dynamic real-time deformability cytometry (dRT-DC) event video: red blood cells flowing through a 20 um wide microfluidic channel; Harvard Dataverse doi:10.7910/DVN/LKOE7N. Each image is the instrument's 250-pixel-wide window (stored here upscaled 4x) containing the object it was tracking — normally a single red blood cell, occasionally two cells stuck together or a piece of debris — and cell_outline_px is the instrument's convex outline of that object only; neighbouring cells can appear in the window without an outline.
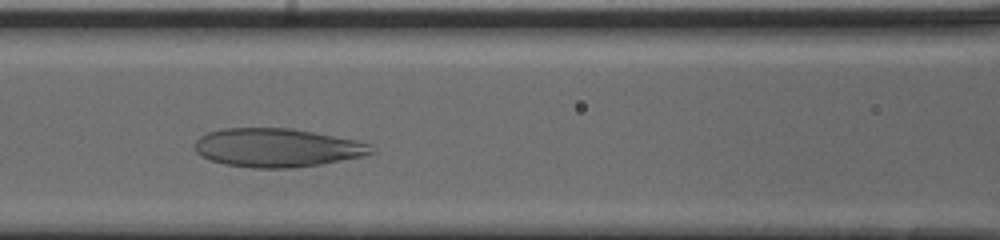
{"species": "human", "species_latin": "Homo sapiens", "temperature_condition": "cold", "stored_images_in_passage": 28, "camera_frame_rate_fps": 3000, "um_per_image_px": 0.085, "donor": {"sex": "male"}, "frame": {"image": 1, "passage_image": 7, "time_ms": 2.0, "image_size_px": [1000, 240], "cell_outline_px": [[376, 152], [364, 156], [320, 164], [292, 168], [252, 168], [224, 164], [200, 156], [196, 152], [196, 140], [200, 136], [208, 132], [224, 128], [292, 128], [360, 140], [372, 144], [376, 148]], "centroid_in_image_um": [23.62, 12.55], "position_along_channel_um": 143.0, "area_um2": 40.11}}
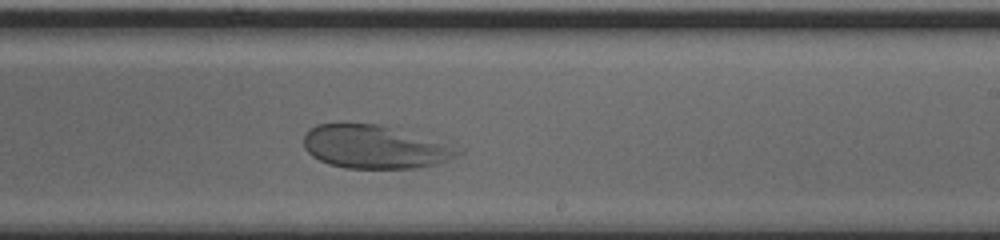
{"frame": {"image": 2, "passage_image": 16, "time_ms": 5.0, "image_size_px": [1000, 240], "cell_outline_px": [[464, 152], [448, 160], [436, 164], [416, 168], [344, 168], [328, 164], [312, 156], [304, 148], [304, 136], [316, 124], [340, 120], [384, 124], [464, 148]], "centroid_in_image_um": [31.86, 12.44], "position_along_channel_um": 257.1, "area_um2": 40.11}}
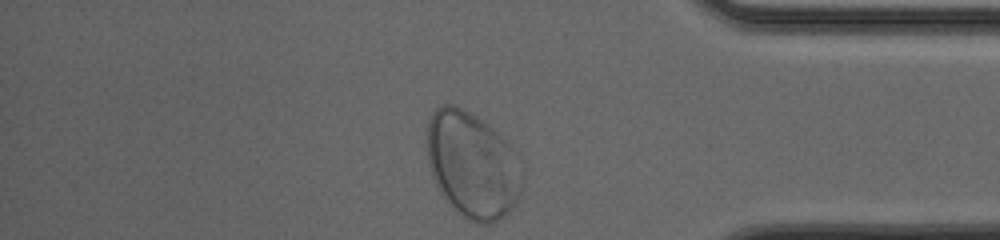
{"frame": {"image": 3, "passage_image": 28, "time_ms": 9.0, "image_size_px": [1000, 240], "cell_outline_px": [[524, 176], [516, 204], [508, 212], [496, 220], [488, 224], [484, 224], [472, 220], [456, 212], [452, 208], [440, 192], [432, 176], [428, 160], [428, 120], [432, 112], [440, 104], [456, 104], [476, 116], [488, 124], [512, 144], [520, 156], [524, 168]], "centroid_in_image_um": [40.2, 13.99], "position_along_channel_um": 395.0, "area_um2": 59.65}, "authors_computed_cell_mechanics": {"area_um2": 43.4945, "velocity_mm_per_s": 3.8077, "shape_relaxation_time_tau1_ms": 7.8395, "shape_relaxation_time_tau2_ms": null, "deformation_change_tau1": 0.2372, "deformation_change_tau2": null}}